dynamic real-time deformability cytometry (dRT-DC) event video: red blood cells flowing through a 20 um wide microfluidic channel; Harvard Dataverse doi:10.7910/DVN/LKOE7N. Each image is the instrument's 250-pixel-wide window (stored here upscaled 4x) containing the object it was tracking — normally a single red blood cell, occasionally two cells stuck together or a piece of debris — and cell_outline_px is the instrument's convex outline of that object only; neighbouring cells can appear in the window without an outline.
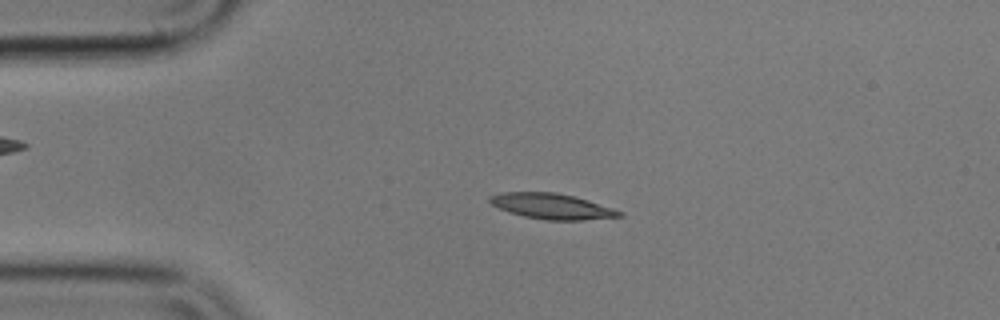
{"species": "common noctule bat (a hibernating species)", "species_latin": "Nyctalus noctula", "temperature_condition": "cold", "stored_images_in_passage": 54, "camera_frame_rate_fps": 3000, "um_per_image_px": 0.085, "animal": {"sex": "male", "body_mass_g": 17.9}, "frame": {"image": 1, "passage_image": 11, "time_ms": 3.333, "image_size_px": [1000, 320], "cell_outline_px": [[624, 216], [584, 220], [548, 220], [524, 216], [508, 212], [492, 204], [488, 200], [488, 196], [504, 192], [556, 192], [588, 200], [624, 212]], "centroid_in_image_um": [46.91, 17.53], "position_along_channel_um": 38.1, "area_um2": 19.19}}
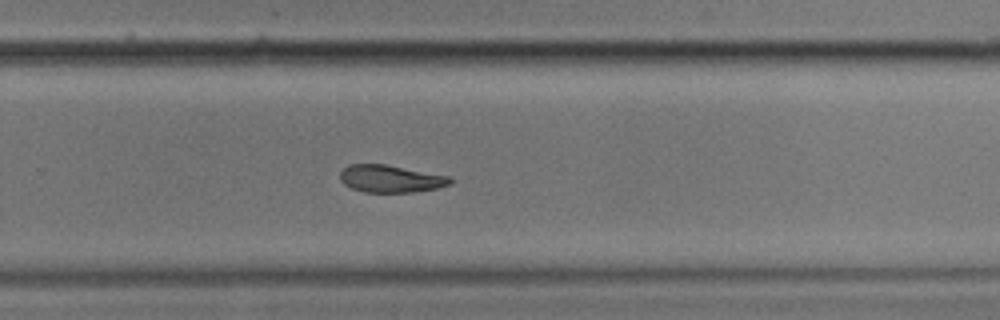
{"frame": {"image": 2, "passage_image": 35, "time_ms": 11.333, "image_size_px": [1000, 320], "cell_outline_px": [[452, 184], [436, 188], [412, 192], [364, 192], [352, 188], [344, 184], [340, 180], [340, 172], [348, 164], [384, 164], [452, 176]], "centroid_in_image_um": [33.22, 15.19], "position_along_channel_um": 296.6, "area_um2": 17.63}}
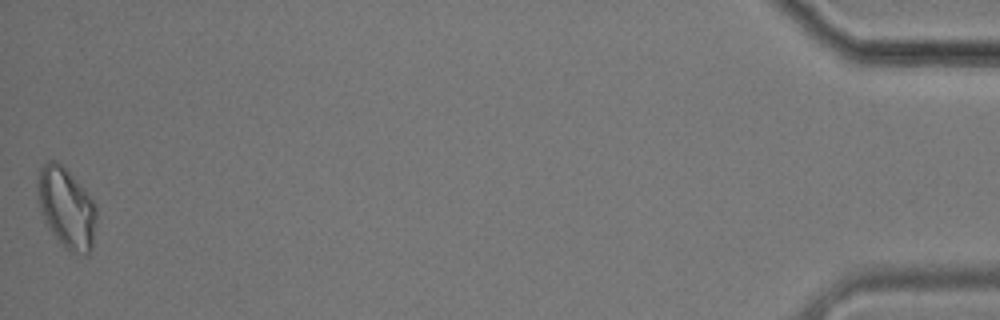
{"frame": {"image": 3, "passage_image": 54, "time_ms": 17.667, "image_size_px": [1000, 320], "cell_outline_px": [[96, 220], [92, 248], [88, 256], [84, 256], [72, 252], [64, 248], [48, 228], [40, 212], [36, 188], [36, 180], [40, 168], [48, 160], [56, 160], [88, 192], [96, 204]], "centroid_in_image_um": [5.64, 17.69], "position_along_channel_um": 429.6, "area_um2": 28.03}, "authors_computed_cell_mechanics": {"area_um2": 18.6983, "velocity_mm_per_s": 3.5859, "shape_relaxation_time_tau1_ms": null, "shape_relaxation_time_tau2_ms": 3.6081, "deformation_change_tau1": null, "deformation_change_tau2": 0.0847}}